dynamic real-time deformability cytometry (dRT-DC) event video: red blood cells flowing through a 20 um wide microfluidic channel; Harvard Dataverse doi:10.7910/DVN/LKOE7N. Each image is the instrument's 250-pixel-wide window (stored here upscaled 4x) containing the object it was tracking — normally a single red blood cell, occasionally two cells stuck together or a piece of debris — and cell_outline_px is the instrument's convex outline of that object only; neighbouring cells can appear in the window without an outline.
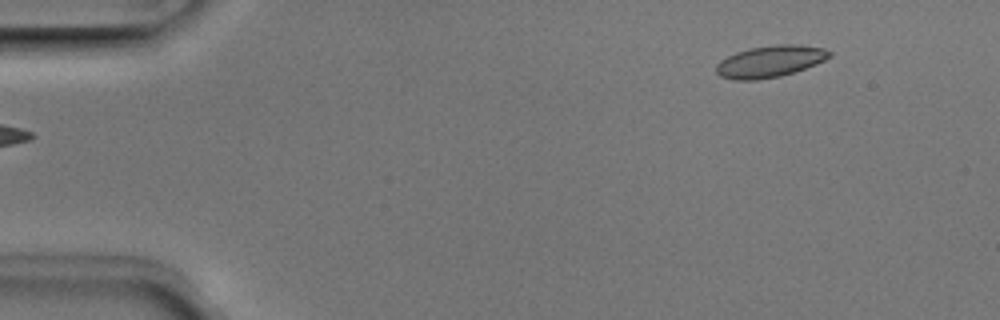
{"species": "Egyptian fruit bat (a non-hibernating species)", "species_latin": "Rousettus aegyptiacus", "temperature_condition": "room temperature", "stored_images_in_passage": 6, "segment_of_instrument_passage": [2, 2], "camera_frame_rate_fps": 3000, "um_per_image_px": 0.085, "animal": {"sex": "male"}, "frame": {"image": 1, "passage_image": 6, "time_ms": 1.667, "image_size_px": [1000, 320], "cell_outline_px": [[832, 56], [816, 64], [780, 76], [756, 80], [736, 80], [720, 76], [716, 72], [716, 64], [720, 60], [736, 52], [748, 48], [776, 44], [800, 44], [824, 48], [832, 52]], "centroid_in_image_um": [65.46, 5.2], "position_along_channel_um": 19.5, "area_um2": 20.98}}